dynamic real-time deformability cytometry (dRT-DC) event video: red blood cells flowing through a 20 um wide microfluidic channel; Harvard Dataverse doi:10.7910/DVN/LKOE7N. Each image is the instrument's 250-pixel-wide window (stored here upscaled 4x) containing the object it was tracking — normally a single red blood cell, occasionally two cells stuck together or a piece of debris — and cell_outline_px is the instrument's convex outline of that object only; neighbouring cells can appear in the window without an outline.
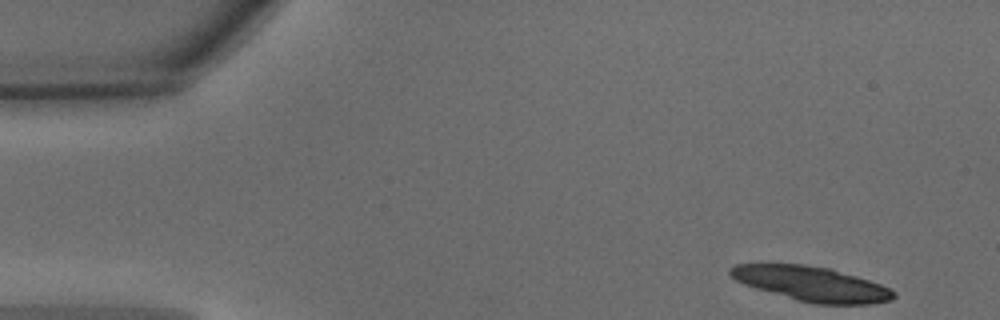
{"species": "common noctule bat (a hibernating species)", "species_latin": "Nyctalus noctula", "temperature_condition": "warm", "stored_images_in_passage": 26, "camera_frame_rate_fps": 3000, "um_per_image_px": 0.085, "animal": {"sex": "male", "body_mass_g": 15.6}, "frame": {"image": 1, "passage_image": 1, "time_ms": 0.0, "image_size_px": [1000, 320], "cell_outline_px": [[896, 296], [892, 300], [872, 304], [812, 304], [796, 300], [756, 288], [744, 284], [736, 280], [728, 272], [728, 268], [736, 264], [804, 264], [828, 268], [856, 276], [880, 284], [896, 292]], "centroid_in_image_um": [68.98, 24.13], "position_along_channel_um": 16.0, "area_um2": 32.89}}
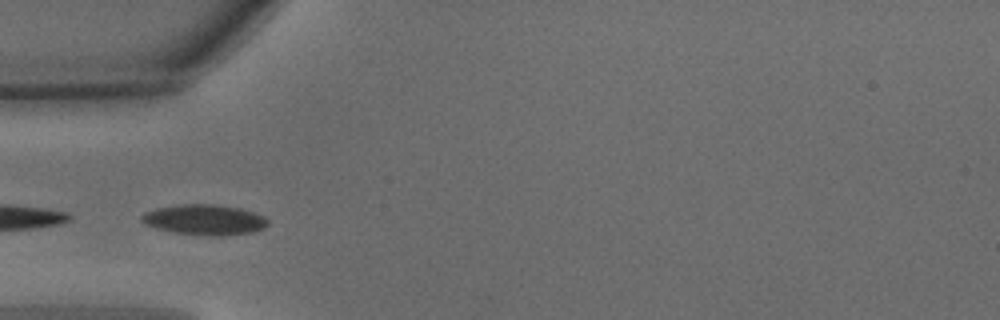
{"frame": {"image": 2, "passage_image": 13, "time_ms": 4.0, "image_size_px": [1000, 320], "cell_outline_px": [[268, 224], [264, 228], [252, 232], [224, 236], [212, 236], [172, 232], [156, 228], [144, 224], [140, 220], [140, 216], [144, 212], [156, 208], [176, 204], [216, 204], [240, 208], [264, 216], [268, 220]], "centroid_in_image_um": [17.35, 18.67], "position_along_channel_um": 67.6, "area_um2": 22.6}}